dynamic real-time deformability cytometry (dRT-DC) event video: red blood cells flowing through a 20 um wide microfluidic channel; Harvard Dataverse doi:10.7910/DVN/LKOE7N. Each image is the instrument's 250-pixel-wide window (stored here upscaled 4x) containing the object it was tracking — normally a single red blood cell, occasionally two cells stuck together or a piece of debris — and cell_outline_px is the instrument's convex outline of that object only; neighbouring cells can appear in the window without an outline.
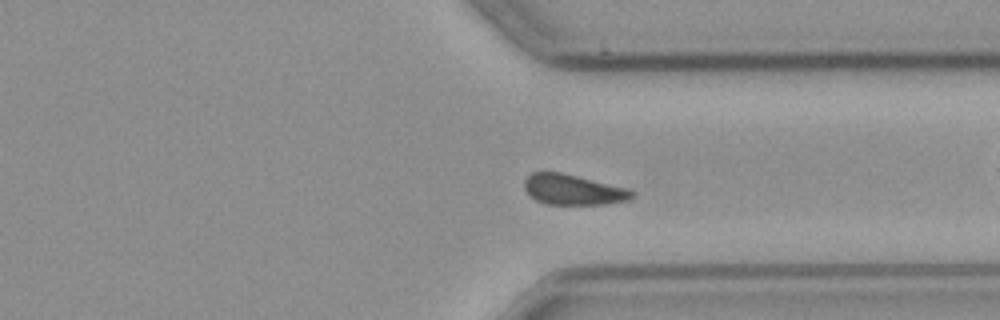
{"species": "common noctule bat (a hibernating species)", "species_latin": "Nyctalus noctula", "temperature_condition": "cold", "stored_images_in_passage": 52, "camera_frame_rate_fps": 3000, "um_per_image_px": 0.085, "animal": {"sex": "male", "body_mass_g": 23.1, "forearm_length_mm": 52.7}, "frame": {"image": 1, "passage_image": 37, "time_ms": 12.0, "image_size_px": [1000, 320], "cell_outline_px": [[636, 192], [628, 200], [604, 204], [544, 204], [536, 200], [524, 188], [524, 180], [532, 172], [560, 172], [628, 188]], "centroid_in_image_um": [48.71, 16.12], "position_along_channel_um": 362.7, "area_um2": 18.9}, "authors_computed_cell_mechanics": {"area_um2": 19.7387, "velocity_mm_per_s": 3.6579, "shape_relaxation_time_tau1_ms": 5.0798, "shape_relaxation_time_tau2_ms": null, "deformation_change_tau1": 0.098, "deformation_change_tau2": null}}